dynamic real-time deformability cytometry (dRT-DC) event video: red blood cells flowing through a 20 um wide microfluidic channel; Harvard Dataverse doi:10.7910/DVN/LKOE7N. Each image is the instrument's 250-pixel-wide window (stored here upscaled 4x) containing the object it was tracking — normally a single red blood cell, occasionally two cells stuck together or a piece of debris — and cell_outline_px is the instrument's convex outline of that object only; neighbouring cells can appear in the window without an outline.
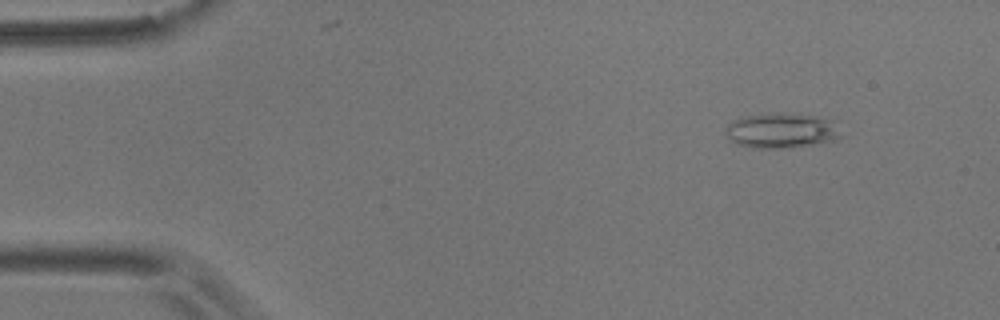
{"species": "common noctule bat (a hibernating species)", "species_latin": "Nyctalus noctula", "temperature_condition": "room temperature", "stored_images_in_passage": 52, "camera_frame_rate_fps": 3000, "um_per_image_px": 0.085, "animal": {"sex": "male", "body_mass_g": 17.9}, "frame": {"image": 1, "passage_image": 3, "time_ms": 0.667, "image_size_px": [1000, 320], "cell_outline_px": [[844, 136], [836, 140], [812, 144], [784, 148], [756, 148], [736, 144], [728, 140], [724, 132], [728, 124], [732, 120], [744, 116], [792, 112], [816, 116], [836, 120]], "centroid_in_image_um": [66.47, 11.09], "position_along_channel_um": 18.5, "area_um2": 24.1}}
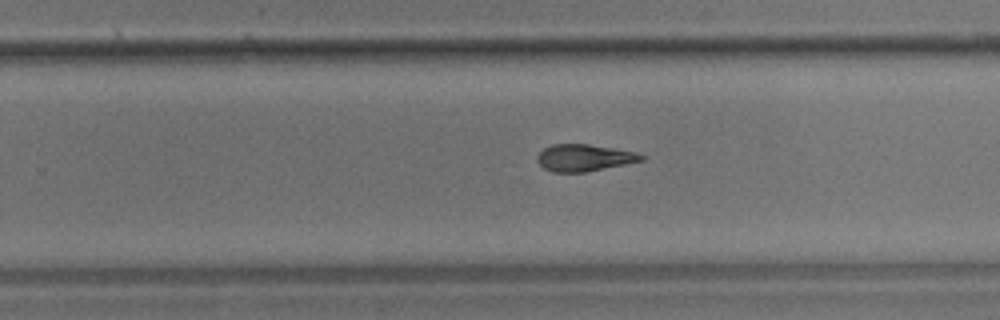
{"frame": {"image": 2, "passage_image": 32, "time_ms": 10.333, "image_size_px": [1000, 320], "cell_outline_px": [[644, 160], [584, 172], [552, 172], [544, 168], [536, 160], [536, 156], [544, 148], [552, 144], [588, 144], [636, 152], [644, 156]], "centroid_in_image_um": [49.61, 13.4], "position_along_channel_um": 280.2, "area_um2": 16.13}}
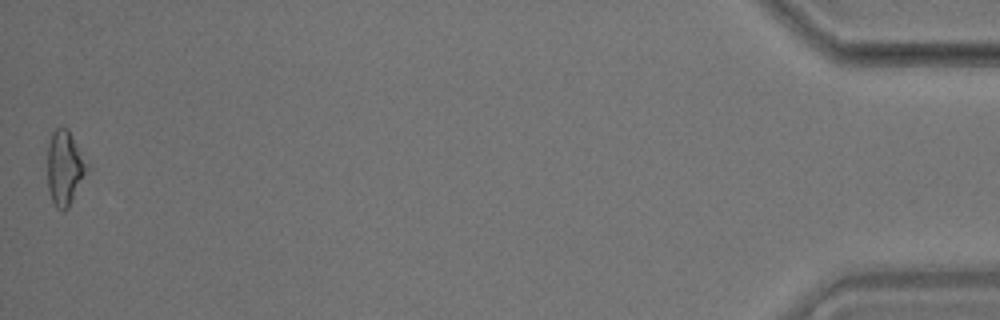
{"frame": {"image": 3, "passage_image": 52, "time_ms": 17.0, "image_size_px": [1000, 320], "cell_outline_px": [[92, 168], [68, 208], [64, 212], [56, 208], [52, 200], [48, 188], [48, 144], [52, 132], [56, 128], [68, 128], [92, 164]], "centroid_in_image_um": [5.59, 14.26], "position_along_channel_um": 429.6, "area_um2": 18.15}, "authors_computed_cell_mechanics": {"area_um2": 17.1955, "velocity_mm_per_s": 3.6424, "shape_relaxation_time_tau1_ms": 6.7535, "shape_relaxation_time_tau2_ms": 4.4992, "deformation_change_tau1": 0.1578, "deformation_change_tau2": 0.1266}}